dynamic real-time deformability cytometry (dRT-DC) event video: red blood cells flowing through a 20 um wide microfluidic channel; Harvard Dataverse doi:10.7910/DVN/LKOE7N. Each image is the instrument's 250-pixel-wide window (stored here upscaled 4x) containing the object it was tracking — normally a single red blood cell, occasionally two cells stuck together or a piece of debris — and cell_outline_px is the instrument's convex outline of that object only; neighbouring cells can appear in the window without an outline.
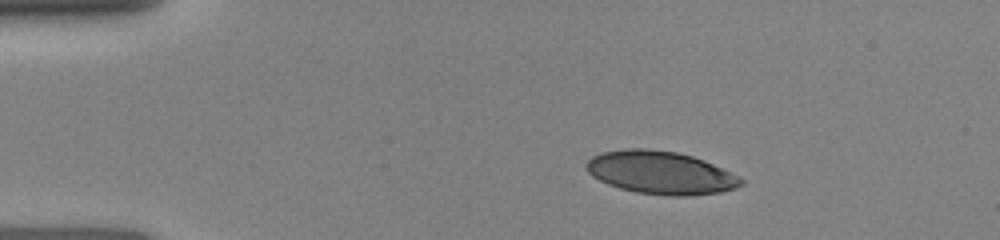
{"species": "human", "species_latin": "Homo sapiens", "temperature_condition": "room temperature", "stored_images_in_passage": 3, "camera_frame_rate_fps": 3000, "um_per_image_px": 0.085, "donor": {"sex": "female"}, "frame": {"image": 1, "passage_image": 1, "time_ms": 0.0, "image_size_px": [1000, 240], "cell_outline_px": [[744, 184], [736, 188], [720, 192], [692, 196], [668, 196], [636, 192], [620, 188], [608, 184], [592, 176], [584, 168], [584, 164], [592, 156], [600, 152], [624, 148], [648, 148], [676, 152], [692, 156], [704, 160], [744, 180]], "centroid_in_image_um": [56.1, 14.67], "position_along_channel_um": 28.9, "area_um2": 38.84}}